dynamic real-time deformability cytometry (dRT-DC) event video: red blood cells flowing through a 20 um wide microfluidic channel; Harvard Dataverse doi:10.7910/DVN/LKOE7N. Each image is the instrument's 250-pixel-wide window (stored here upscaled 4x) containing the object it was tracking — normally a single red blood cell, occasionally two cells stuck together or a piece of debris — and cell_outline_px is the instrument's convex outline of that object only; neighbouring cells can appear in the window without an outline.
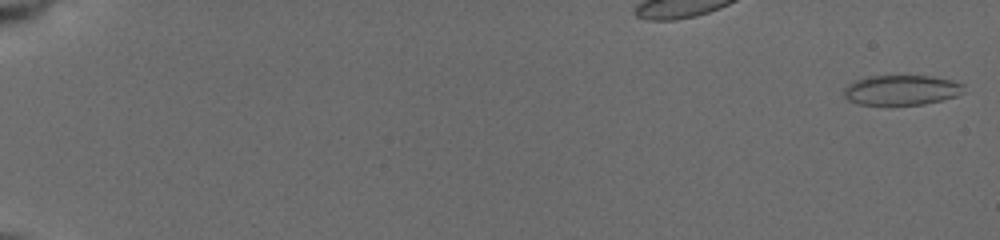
{"species": "common noctule bat (a hibernating species)", "species_latin": "Nyctalus noctula", "temperature_condition": "cold", "stored_images_in_passage": 96, "camera_frame_rate_fps": 3000, "um_per_image_px": 0.085, "animal": {"sex": "female", "body_mass_g": 19.5, "forearm_length_mm": 54.1}, "frame": {"image": 1, "passage_image": 1, "time_ms": 0.0, "image_size_px": [1000, 240], "cell_outline_px": [[964, 92], [956, 96], [924, 104], [860, 104], [848, 100], [844, 96], [844, 88], [848, 84], [856, 80], [868, 76], [932, 76], [952, 80], [964, 84]], "centroid_in_image_um": [76.64, 7.64], "position_along_channel_um": 8.4, "area_um2": 20.81}}
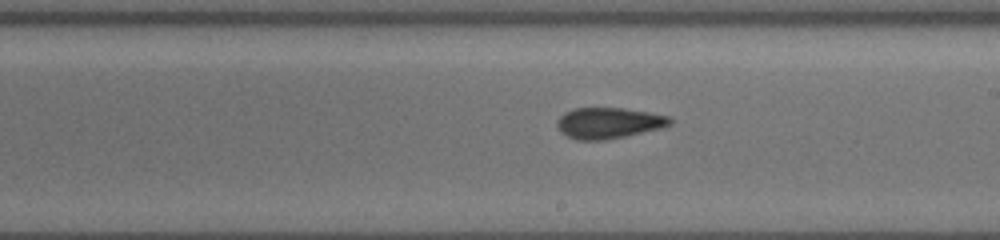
{"frame": {"image": 2, "passage_image": 55, "time_ms": 11.0, "image_size_px": [1000, 240], "cell_outline_px": [[672, 124], [660, 128], [624, 136], [604, 140], [576, 140], [560, 132], [556, 124], [556, 120], [564, 112], [576, 108], [624, 108], [668, 116], [672, 120]], "centroid_in_image_um": [51.69, 10.45], "position_along_channel_um": 237.3, "area_um2": 20.23}}
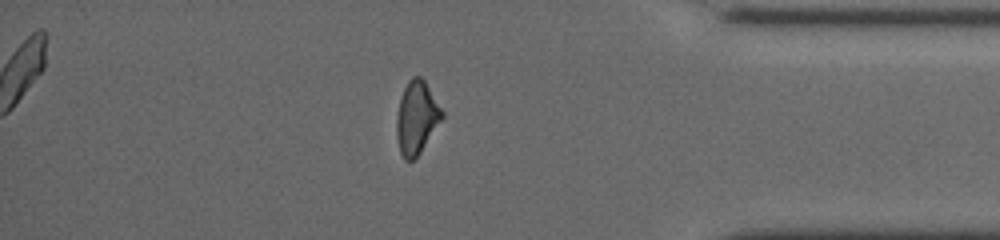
{"frame": {"image": 3, "passage_image": 81, "time_ms": 15.667, "image_size_px": [1000, 240], "cell_outline_px": [[444, 116], [420, 152], [412, 160], [404, 160], [400, 152], [396, 136], [396, 116], [400, 100], [404, 88], [408, 80], [412, 76], [420, 76], [424, 80], [444, 112]], "centroid_in_image_um": [35.4, 9.99], "position_along_channel_um": 399.8, "area_um2": 19.13}}